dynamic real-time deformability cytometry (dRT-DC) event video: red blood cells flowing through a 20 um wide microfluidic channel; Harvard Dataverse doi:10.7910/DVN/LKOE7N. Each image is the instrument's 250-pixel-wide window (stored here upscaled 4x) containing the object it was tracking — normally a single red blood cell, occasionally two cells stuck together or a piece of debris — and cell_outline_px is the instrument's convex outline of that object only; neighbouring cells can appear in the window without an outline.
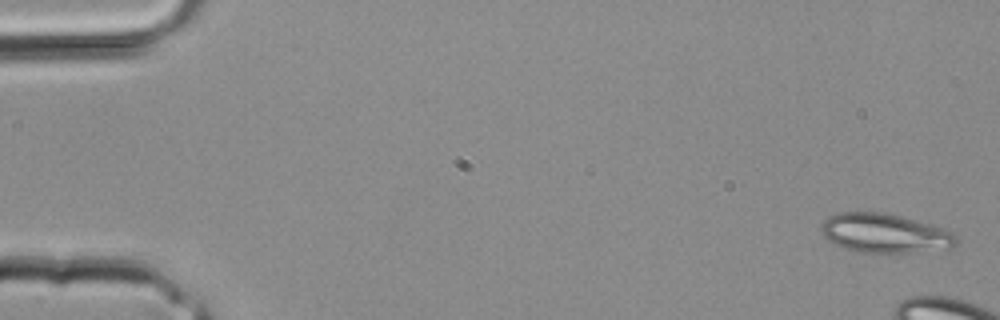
{"species": "common noctule bat (a hibernating species)", "species_latin": "Nyctalus noctula", "temperature_condition": "room temperature", "stored_images_in_passage": 5, "camera_frame_rate_fps": 3000, "um_per_image_px": 0.085, "animal": {"sex": "male", "body_mass_g": 20.4}, "frame": {"image": 1, "passage_image": 1, "time_ms": 0.0, "image_size_px": [1000, 320], "cell_outline_px": [[956, 244], [952, 248], [920, 252], [856, 252], [844, 248], [828, 240], [820, 232], [820, 224], [828, 216], [836, 212], [884, 212], [900, 216], [928, 224], [952, 232], [956, 236]], "centroid_in_image_um": [75.15, 19.82], "position_along_channel_um": 9.9, "area_um2": 30.81}}